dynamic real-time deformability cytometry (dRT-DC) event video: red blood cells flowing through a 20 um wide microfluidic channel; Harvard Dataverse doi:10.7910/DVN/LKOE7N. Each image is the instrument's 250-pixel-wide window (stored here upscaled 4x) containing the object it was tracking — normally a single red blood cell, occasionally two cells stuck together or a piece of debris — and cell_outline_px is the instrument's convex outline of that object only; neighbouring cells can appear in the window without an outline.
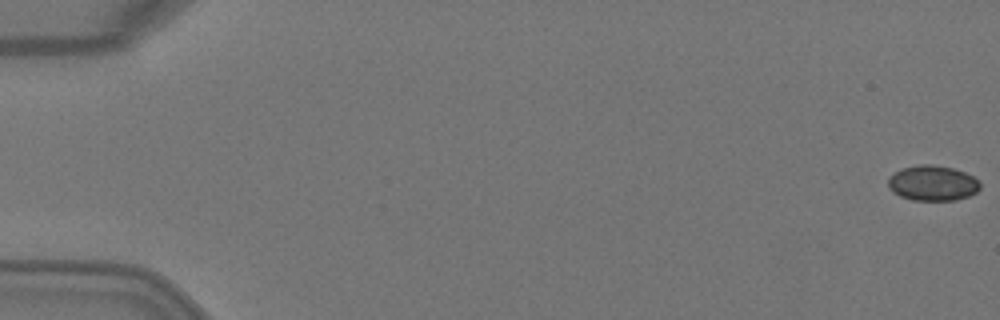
{"species": "Egyptian fruit bat (a non-hibernating species)", "species_latin": "Rousettus aegyptiacus", "temperature_condition": "warm", "stored_images_in_passage": 5, "camera_frame_rate_fps": 3000, "um_per_image_px": 0.085, "animal": {"sex": "female"}, "frame": {"image": 1, "passage_image": 1, "time_ms": 0.0, "image_size_px": [1000, 320], "cell_outline_px": [[980, 188], [976, 192], [968, 196], [956, 200], [912, 200], [900, 196], [892, 192], [888, 188], [888, 180], [900, 168], [920, 164], [932, 164], [952, 168], [964, 172], [980, 180]], "centroid_in_image_um": [79.27, 15.56], "position_along_channel_um": 5.7, "area_um2": 18.96}}
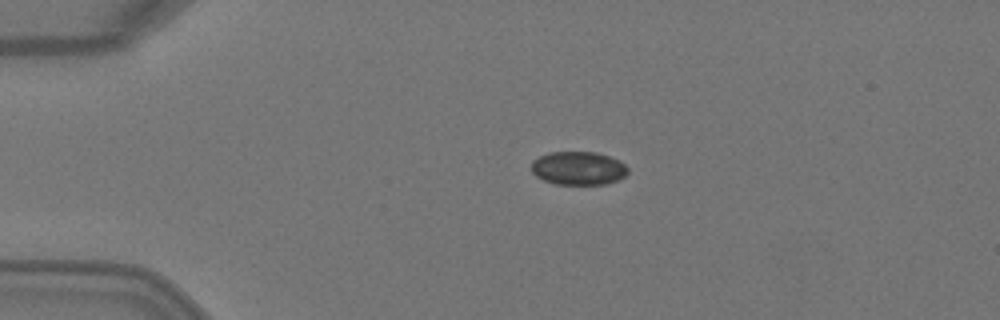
{"frame": {"image": 2, "passage_image": 4, "time_ms": 1.0, "image_size_px": [1000, 320], "cell_outline_px": [[628, 172], [624, 176], [616, 180], [604, 184], [556, 184], [544, 180], [536, 176], [532, 172], [532, 160], [548, 152], [596, 152], [620, 160], [628, 168]], "centroid_in_image_um": [49.15, 14.29], "position_along_channel_um": 35.9, "area_um2": 18.73}}